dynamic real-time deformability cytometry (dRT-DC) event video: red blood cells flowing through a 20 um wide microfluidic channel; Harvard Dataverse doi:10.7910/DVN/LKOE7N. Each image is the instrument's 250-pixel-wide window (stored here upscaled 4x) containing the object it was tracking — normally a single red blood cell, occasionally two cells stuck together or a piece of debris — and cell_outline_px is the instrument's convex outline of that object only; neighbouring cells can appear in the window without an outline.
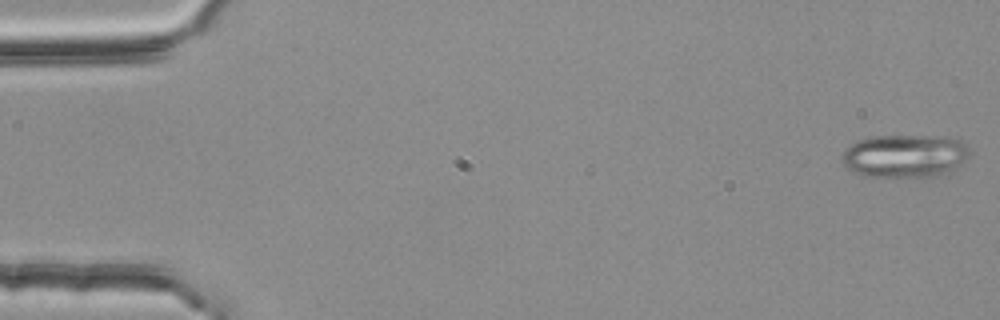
{"species": "common noctule bat (a hibernating species)", "species_latin": "Nyctalus noctula", "temperature_condition": "room temperature", "stored_images_in_passage": 54, "camera_frame_rate_fps": 3000, "um_per_image_px": 0.085, "animal": {"sex": "female", "body_mass_g": 25.1}, "frame": {"image": 1, "passage_image": 1, "time_ms": 0.0, "image_size_px": [1000, 320], "cell_outline_px": [[972, 152], [964, 164], [940, 176], [920, 180], [864, 176], [852, 172], [840, 160], [840, 156], [844, 148], [856, 140], [872, 136], [944, 136], [960, 140]], "centroid_in_image_um": [76.91, 13.3], "position_along_channel_um": 8.1, "area_um2": 33.64}}
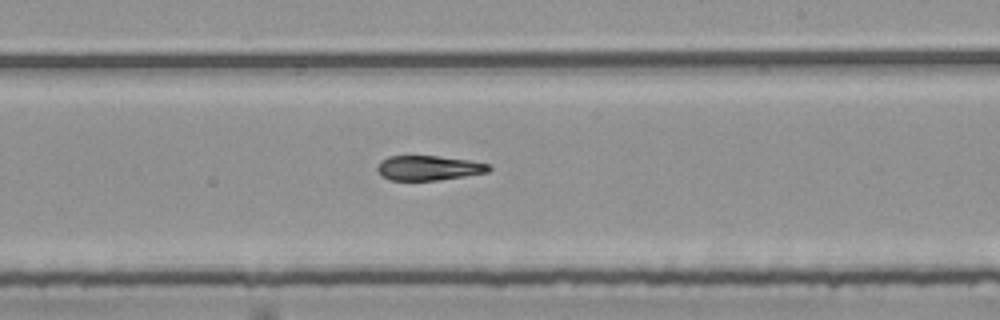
{"frame": {"image": 2, "passage_image": 32, "time_ms": 10.333, "image_size_px": [1000, 320], "cell_outline_px": [[492, 168], [488, 172], [440, 180], [388, 180], [380, 176], [376, 168], [380, 160], [388, 156], [436, 156], [472, 160], [488, 164]], "centroid_in_image_um": [36.4, 14.27], "position_along_channel_um": 252.6, "area_um2": 16.24}}
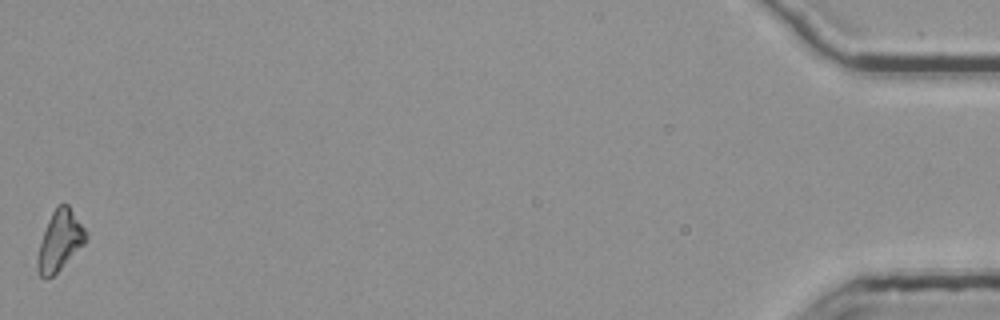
{"frame": {"image": 3, "passage_image": 54, "time_ms": 17.667, "image_size_px": [1000, 320], "cell_outline_px": [[88, 240], [48, 280], [44, 280], [40, 276], [36, 268], [36, 260], [40, 244], [48, 220], [56, 204], [68, 204], [88, 232]], "centroid_in_image_um": [5.09, 20.46], "position_along_channel_um": 430.1, "area_um2": 16.99}, "authors_computed_cell_mechanics": {"area_um2": 17.4556, "velocity_mm_per_s": 3.7855, "shape_relaxation_time_tau1_ms": 5.4745, "shape_relaxation_time_tau2_ms": 4.0221, "deformation_change_tau1": 0.2078, "deformation_change_tau2": 0.1206}}